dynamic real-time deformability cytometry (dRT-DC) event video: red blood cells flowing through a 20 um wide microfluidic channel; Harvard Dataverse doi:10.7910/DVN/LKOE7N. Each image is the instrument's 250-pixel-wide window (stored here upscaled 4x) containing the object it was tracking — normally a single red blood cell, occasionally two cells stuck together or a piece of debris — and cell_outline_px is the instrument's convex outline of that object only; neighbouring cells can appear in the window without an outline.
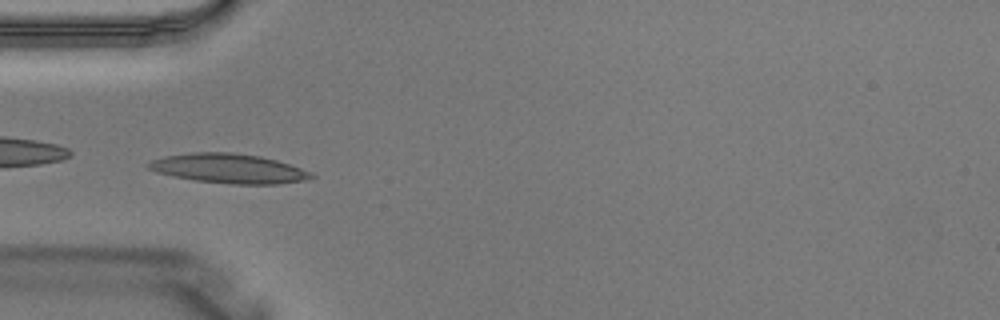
{"species": "Egyptian fruit bat (a non-hibernating species)", "species_latin": "Rousettus aegyptiacus", "temperature_condition": "warm", "stored_images_in_passage": 5, "camera_frame_rate_fps": 3000, "um_per_image_px": 0.085, "animal": {"sex": "male"}, "frame": {"image": 1, "passage_image": 4, "time_ms": 1.0, "image_size_px": [1000, 320], "cell_outline_px": [[316, 176], [304, 180], [280, 184], [232, 184], [192, 180], [172, 176], [156, 172], [148, 168], [144, 164], [152, 160], [164, 156], [192, 152], [232, 152], [260, 156], [276, 160], [312, 172]], "centroid_in_image_um": [19.41, 14.32], "position_along_channel_um": 65.6, "area_um2": 28.09}}